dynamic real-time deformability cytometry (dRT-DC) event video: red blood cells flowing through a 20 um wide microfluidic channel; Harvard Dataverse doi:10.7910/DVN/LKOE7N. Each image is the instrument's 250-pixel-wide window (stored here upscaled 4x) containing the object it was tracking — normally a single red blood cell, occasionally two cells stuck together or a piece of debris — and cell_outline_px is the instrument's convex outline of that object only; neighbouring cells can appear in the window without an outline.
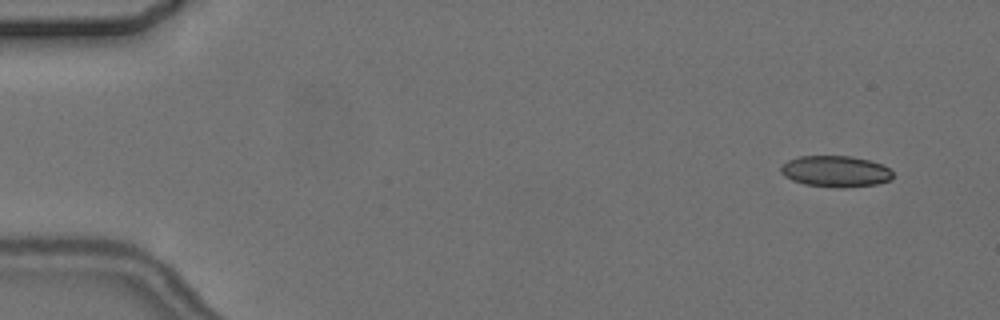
{"species": "common noctule bat (a hibernating species)", "species_latin": "Nyctalus noctula", "temperature_condition": "cold", "stored_images_in_passage": 5, "camera_frame_rate_fps": 3000, "um_per_image_px": 0.085, "animal": {"sex": "female", "body_mass_g": 24.6, "forearm_length_mm": 56.2}, "frame": {"image": 1, "passage_image": 2, "time_ms": 1.333, "image_size_px": [1000, 320], "cell_outline_px": [[892, 180], [876, 184], [844, 188], [836, 188], [804, 184], [792, 180], [784, 176], [780, 172], [780, 168], [788, 160], [800, 156], [852, 156], [868, 160], [880, 164], [888, 168], [892, 172]], "centroid_in_image_um": [71.01, 14.57], "position_along_channel_um": 14.0, "area_um2": 20.4}}